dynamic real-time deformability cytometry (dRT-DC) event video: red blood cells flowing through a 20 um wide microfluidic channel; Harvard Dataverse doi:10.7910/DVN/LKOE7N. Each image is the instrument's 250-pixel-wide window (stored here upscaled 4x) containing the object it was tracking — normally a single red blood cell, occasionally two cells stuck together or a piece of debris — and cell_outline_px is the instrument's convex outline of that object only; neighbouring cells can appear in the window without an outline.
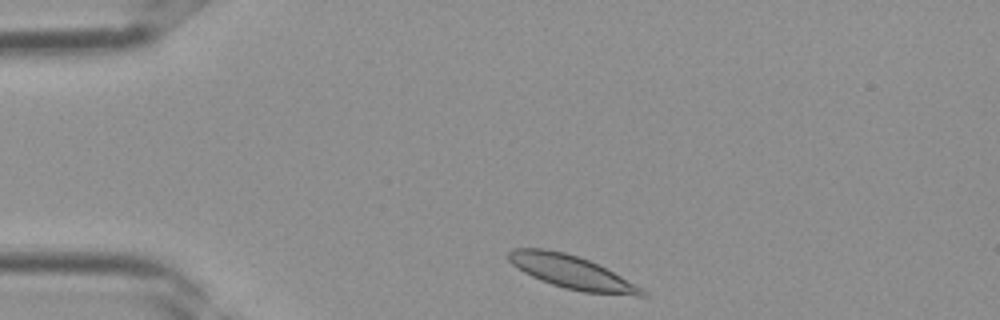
{"species": "Egyptian fruit bat (a non-hibernating species)", "species_latin": "Rousettus aegyptiacus", "temperature_condition": "room temperature", "stored_images_in_passage": 25, "camera_frame_rate_fps": 3000, "um_per_image_px": 0.085, "frame": {"image": 1, "passage_image": 1, "time_ms": 0.0, "image_size_px": [1000, 320], "cell_outline_px": [[648, 296], [636, 296], [584, 292], [564, 288], [552, 284], [532, 276], [524, 272], [512, 264], [508, 260], [508, 252], [512, 248], [548, 248], [564, 252], [588, 260], [620, 276], [648, 292]], "centroid_in_image_um": [48.56, 23.13], "position_along_channel_um": 36.4, "area_um2": 25.49}}
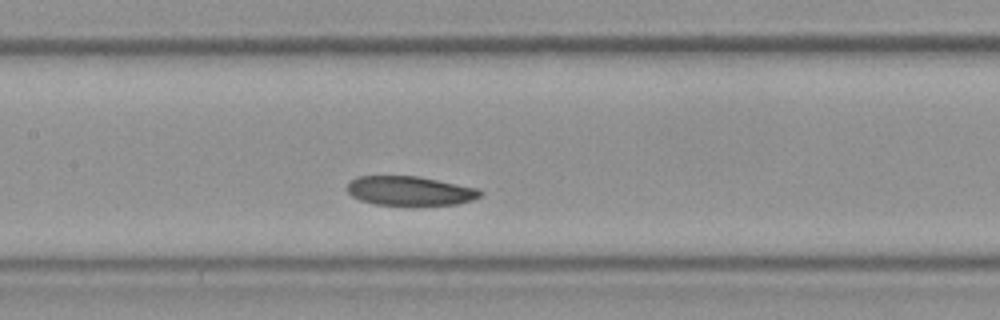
{"frame": {"image": 2, "passage_image": 11, "time_ms": 3.333, "image_size_px": [1000, 320], "cell_outline_px": [[484, 192], [480, 196], [472, 200], [456, 204], [376, 204], [360, 200], [352, 196], [348, 192], [348, 184], [356, 176], [416, 176], [476, 188]], "centroid_in_image_um": [34.82, 16.21], "position_along_channel_um": 172.6, "area_um2": 22.14}}
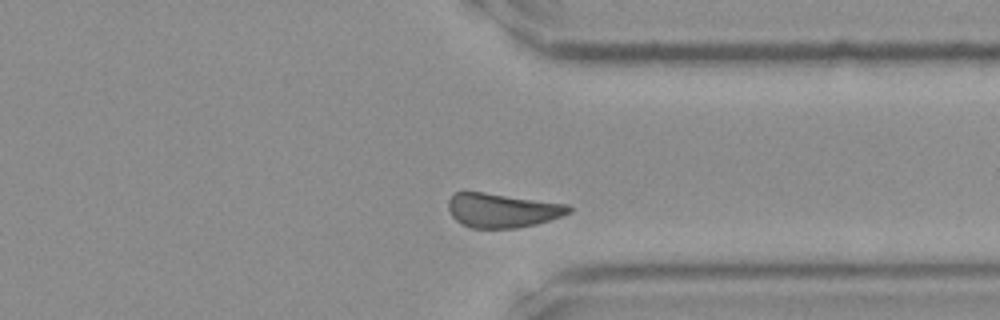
{"frame": {"image": 3, "passage_image": 22, "time_ms": 7.0, "image_size_px": [1000, 320], "cell_outline_px": [[572, 212], [536, 224], [516, 228], [468, 228], [460, 224], [452, 216], [448, 208], [448, 200], [456, 192], [484, 192], [568, 204], [572, 208]], "centroid_in_image_um": [42.68, 17.88], "position_along_channel_um": 368.7, "area_um2": 24.04}}